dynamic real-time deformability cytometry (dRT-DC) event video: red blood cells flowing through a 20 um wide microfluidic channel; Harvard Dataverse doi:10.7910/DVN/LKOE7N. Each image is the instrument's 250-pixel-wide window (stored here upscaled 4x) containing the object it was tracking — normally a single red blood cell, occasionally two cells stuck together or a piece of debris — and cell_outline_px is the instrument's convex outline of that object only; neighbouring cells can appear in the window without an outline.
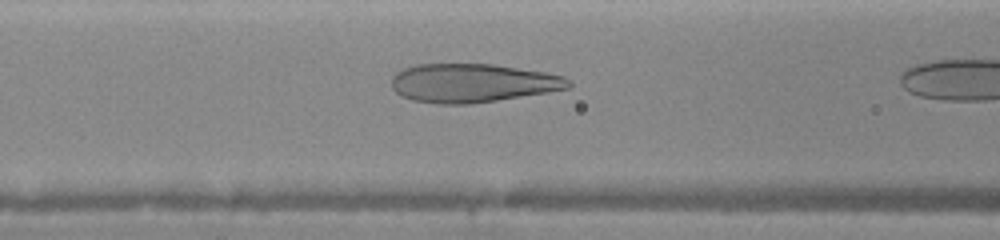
{"species": "human", "species_latin": "Homo sapiens", "temperature_condition": "warm", "stored_images_in_passage": 11, "camera_frame_rate_fps": 3000, "um_per_image_px": 0.085, "donor": {"sex": "female"}, "frame": {"image": 1, "passage_image": 10, "time_ms": 3.667, "image_size_px": [1000, 240], "cell_outline_px": [[572, 84], [568, 88], [548, 92], [496, 100], [468, 104], [436, 104], [412, 100], [400, 96], [392, 88], [392, 76], [396, 72], [404, 68], [416, 64], [496, 64], [544, 72], [564, 76], [572, 80]], "centroid_in_image_um": [40.15, 7.05], "position_along_channel_um": 126.4, "area_um2": 40.06}}